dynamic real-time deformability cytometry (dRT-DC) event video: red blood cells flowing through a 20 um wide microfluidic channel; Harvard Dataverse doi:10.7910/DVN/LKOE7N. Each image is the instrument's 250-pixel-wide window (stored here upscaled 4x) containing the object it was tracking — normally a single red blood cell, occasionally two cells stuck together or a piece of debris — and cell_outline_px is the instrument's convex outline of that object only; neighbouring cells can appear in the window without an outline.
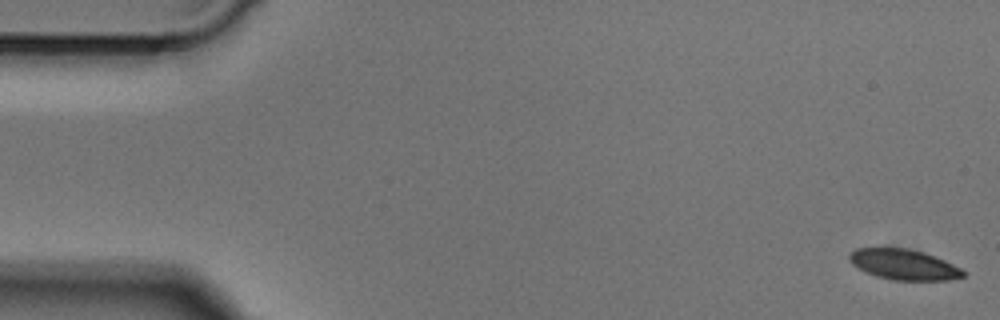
{"species": "Egyptian fruit bat (a non-hibernating species)", "species_latin": "Rousettus aegyptiacus", "temperature_condition": "cold", "stored_images_in_passage": 49, "camera_frame_rate_fps": 3000, "um_per_image_px": 0.085, "animal": {"sex": "male"}, "frame": {"image": 1, "passage_image": 1, "time_ms": 0.0, "image_size_px": [1000, 320], "cell_outline_px": [[968, 272], [964, 276], [948, 280], [892, 280], [876, 276], [852, 264], [848, 260], [848, 256], [856, 248], [908, 248], [924, 252], [944, 260]], "centroid_in_image_um": [76.84, 22.48], "position_along_channel_um": 8.2, "area_um2": 20.11}}
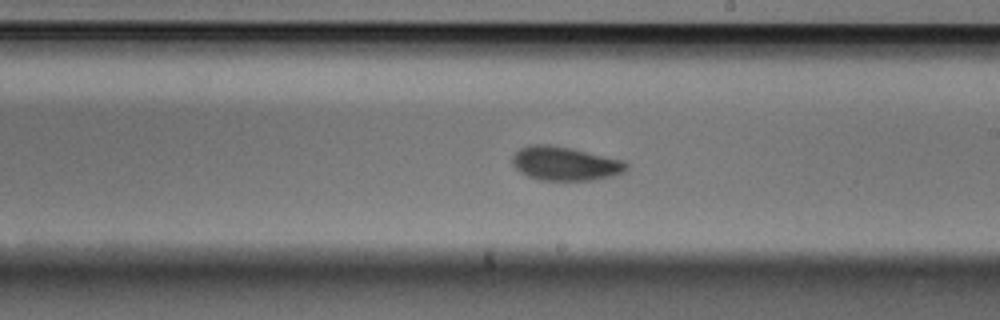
{"frame": {"image": 2, "passage_image": 28, "time_ms": 9.0, "image_size_px": [1000, 320], "cell_outline_px": [[628, 168], [624, 172], [612, 176], [592, 180], [540, 180], [528, 176], [520, 172], [512, 164], [512, 156], [520, 148], [528, 144], [548, 144], [572, 148], [624, 160], [628, 164]], "centroid_in_image_um": [48.03, 13.89], "position_along_channel_um": 241.0, "area_um2": 22.66}}
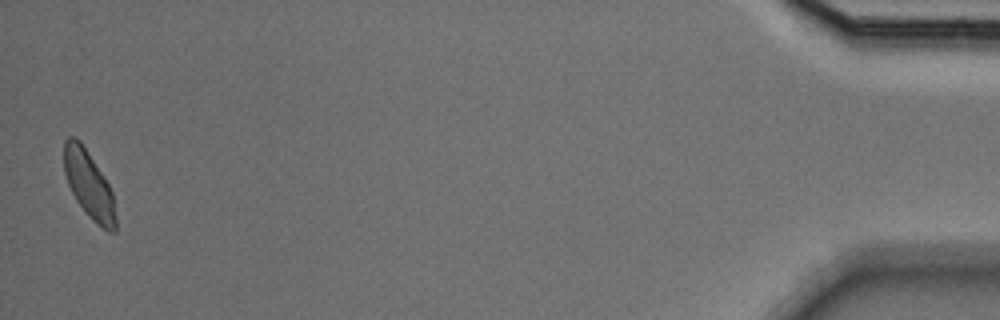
{"frame": {"image": 3, "passage_image": 49, "time_ms": 16.0, "image_size_px": [1000, 320], "cell_outline_px": [[116, 232], [108, 232], [92, 220], [76, 200], [68, 184], [64, 172], [64, 140], [68, 136], [76, 136], [80, 140], [104, 176], [112, 192], [116, 216]], "centroid_in_image_um": [7.55, 15.68], "position_along_channel_um": 427.6, "area_um2": 20.29}}